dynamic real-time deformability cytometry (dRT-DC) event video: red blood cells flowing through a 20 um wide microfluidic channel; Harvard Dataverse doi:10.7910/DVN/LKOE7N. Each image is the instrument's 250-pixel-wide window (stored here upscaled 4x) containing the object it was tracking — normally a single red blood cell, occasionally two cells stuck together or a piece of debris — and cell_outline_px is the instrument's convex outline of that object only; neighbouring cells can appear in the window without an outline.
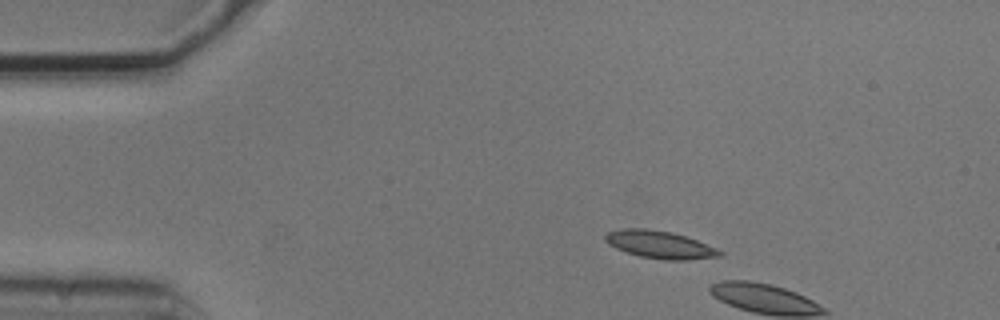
{"species": "common noctule bat (a hibernating species)", "species_latin": "Nyctalus noctula", "temperature_condition": "cold", "stored_images_in_passage": 9, "camera_frame_rate_fps": 3000, "um_per_image_px": 0.085, "animal": {"sex": "male", "body_mass_g": 20.5, "forearm_length_mm": 52.5}, "frame": {"image": 1, "passage_image": 1, "time_ms": 0.0, "image_size_px": [1000, 320], "cell_outline_px": [[724, 252], [720, 256], [688, 260], [668, 260], [640, 256], [616, 248], [608, 244], [604, 240], [604, 236], [608, 232], [624, 228], [644, 228], [672, 232], [696, 240], [716, 248]], "centroid_in_image_um": [56.07, 20.79], "position_along_channel_um": 28.9, "area_um2": 18.21}}
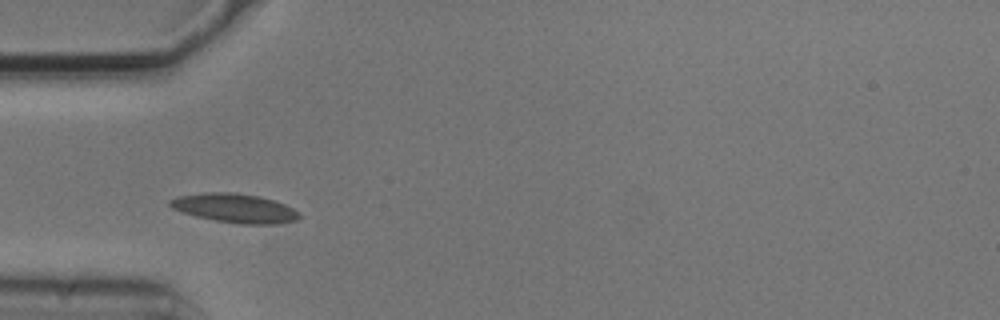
{"frame": {"image": 2, "passage_image": 4, "time_ms": 1.0, "image_size_px": [1000, 320], "cell_outline_px": [[300, 216], [296, 220], [272, 224], [240, 224], [216, 220], [196, 216], [172, 208], [168, 204], [168, 200], [180, 196], [204, 192], [236, 192], [260, 196], [284, 204], [300, 212]], "centroid_in_image_um": [19.95, 17.68], "position_along_channel_um": 65.0, "area_um2": 21.73}}
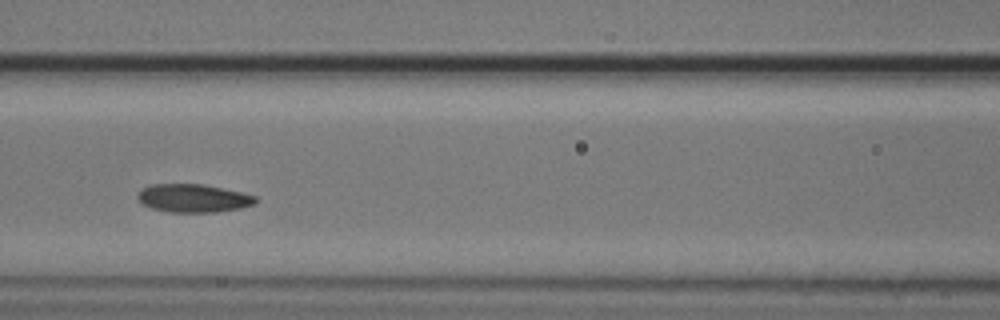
{"frame": {"image": 3, "passage_image": 6, "time_ms": 1.667, "image_size_px": [1000, 320], "cell_outline_px": [[256, 204], [240, 208], [216, 212], [168, 212], [152, 208], [144, 204], [136, 196], [144, 188], [152, 184], [204, 184], [240, 192], [256, 196]], "centroid_in_image_um": [16.45, 16.85], "position_along_channel_um": 150.1, "area_um2": 19.19}}